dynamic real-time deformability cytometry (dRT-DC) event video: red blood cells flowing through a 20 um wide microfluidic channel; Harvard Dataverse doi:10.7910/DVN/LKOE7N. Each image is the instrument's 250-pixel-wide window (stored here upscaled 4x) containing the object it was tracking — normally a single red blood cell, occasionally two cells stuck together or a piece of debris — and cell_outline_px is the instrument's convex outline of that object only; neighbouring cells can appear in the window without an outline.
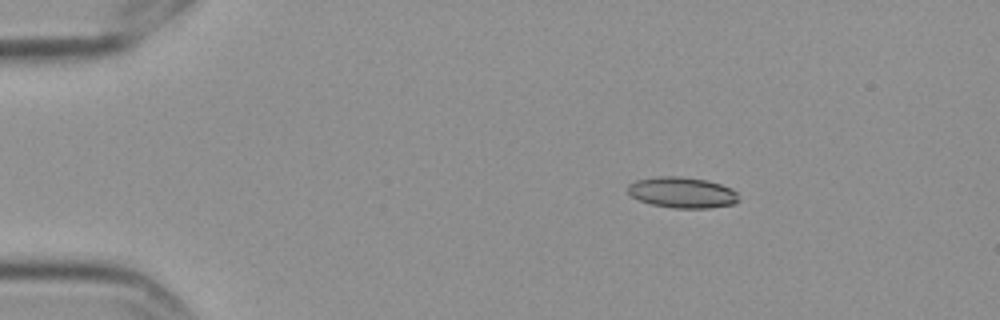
{"species": "Egyptian fruit bat (a non-hibernating species)", "species_latin": "Rousettus aegyptiacus", "temperature_condition": "cold", "stored_images_in_passage": 5, "camera_frame_rate_fps": 3000, "um_per_image_px": 0.085, "frame": {"image": 1, "passage_image": 3, "time_ms": 0.667, "image_size_px": [1000, 320], "cell_outline_px": [[740, 200], [736, 204], [708, 208], [672, 208], [652, 204], [640, 200], [632, 196], [628, 192], [628, 184], [636, 180], [656, 176], [680, 176], [708, 180], [732, 188], [736, 192]], "centroid_in_image_um": [58.02, 16.36], "position_along_channel_um": 27.0, "area_um2": 20.11}}